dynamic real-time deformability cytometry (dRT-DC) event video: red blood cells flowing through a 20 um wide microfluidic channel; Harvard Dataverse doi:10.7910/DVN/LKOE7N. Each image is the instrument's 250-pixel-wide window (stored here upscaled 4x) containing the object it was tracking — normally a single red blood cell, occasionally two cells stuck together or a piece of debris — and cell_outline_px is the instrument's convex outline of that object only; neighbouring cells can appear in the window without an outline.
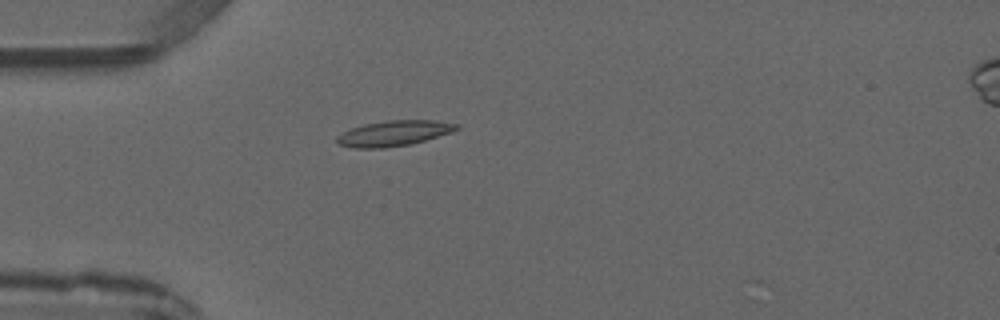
{"species": "common noctule bat (a hibernating species)", "species_latin": "Nyctalus noctula", "temperature_condition": "warm", "stored_images_in_passage": 2, "camera_frame_rate_fps": 3000, "um_per_image_px": 0.085, "animal": {"sex": "male", "forearm_length_mm": 52.5}, "frame": {"image": 1, "passage_image": 2, "time_ms": 2.0, "image_size_px": [1000, 320], "cell_outline_px": [[460, 128], [452, 132], [424, 140], [408, 144], [384, 148], [356, 148], [340, 144], [336, 140], [336, 136], [352, 128], [364, 124], [388, 120], [436, 120], [460, 124]], "centroid_in_image_um": [33.52, 11.31], "position_along_channel_um": 51.5, "area_um2": 17.57}}